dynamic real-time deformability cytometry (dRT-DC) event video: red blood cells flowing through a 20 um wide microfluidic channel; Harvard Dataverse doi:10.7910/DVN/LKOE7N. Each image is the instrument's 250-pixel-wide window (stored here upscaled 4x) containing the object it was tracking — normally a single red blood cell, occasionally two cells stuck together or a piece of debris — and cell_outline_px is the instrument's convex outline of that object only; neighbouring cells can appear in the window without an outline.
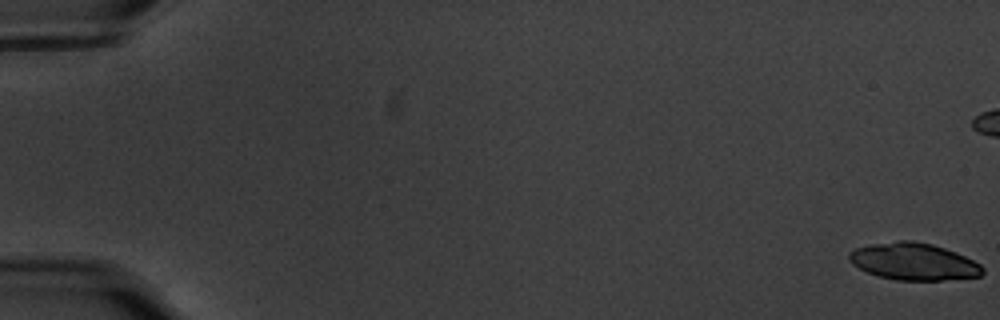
{"species": "common noctule bat (a hibernating species)", "species_latin": "Nyctalus noctula", "temperature_condition": "warm", "stored_images_in_passage": 28, "camera_frame_rate_fps": 3000, "um_per_image_px": 0.085, "animal": {"sex": "male", "body_mass_g": 20.1, "forearm_length_mm": 53.5}, "frame": {"image": 1, "passage_image": 1, "time_ms": 0.0, "image_size_px": [1000, 320], "cell_outline_px": [[984, 272], [980, 276], [940, 280], [896, 280], [880, 276], [868, 272], [852, 264], [848, 260], [848, 252], [856, 248], [872, 244], [900, 240], [912, 240], [932, 244], [956, 252], [980, 264], [984, 268]], "centroid_in_image_um": [77.65, 22.22], "position_along_channel_um": 7.3, "area_um2": 28.67}}